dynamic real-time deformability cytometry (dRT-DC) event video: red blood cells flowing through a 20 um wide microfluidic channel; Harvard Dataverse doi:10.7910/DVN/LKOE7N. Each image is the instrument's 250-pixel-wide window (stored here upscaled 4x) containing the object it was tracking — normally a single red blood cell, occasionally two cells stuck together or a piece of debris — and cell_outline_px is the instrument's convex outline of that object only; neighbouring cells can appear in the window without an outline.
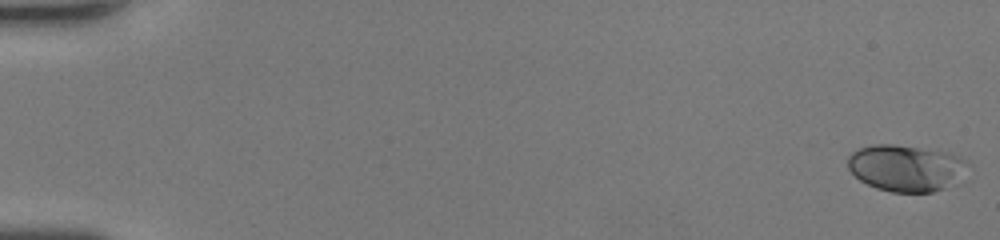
{"species": "human", "species_latin": "Homo sapiens", "temperature_condition": "room temperature", "stored_images_in_passage": 49, "camera_frame_rate_fps": 3000, "um_per_image_px": 0.085, "donor": {"sex": "female"}, "frame": {"image": 1, "passage_image": 1, "time_ms": 0.0, "image_size_px": [1000, 240], "cell_outline_px": [[964, 160], [944, 188], [932, 192], [892, 192], [876, 188], [860, 180], [848, 168], [848, 156], [852, 152], [860, 148], [872, 144], [892, 144], [952, 152]], "centroid_in_image_um": [76.81, 14.25], "position_along_channel_um": 8.2, "area_um2": 31.15}}
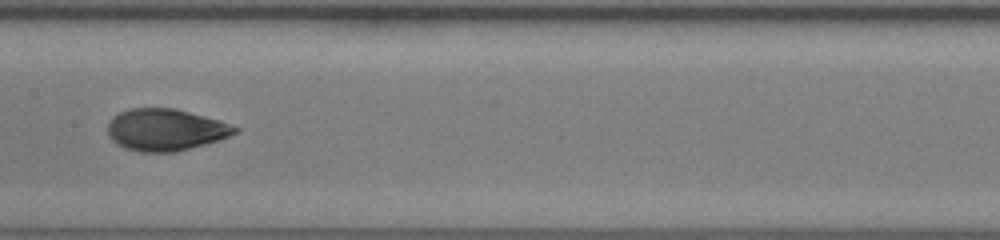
{"frame": {"image": 2, "passage_image": 27, "time_ms": 8.667, "image_size_px": [1000, 240], "cell_outline_px": [[240, 128], [236, 132], [228, 136], [204, 144], [172, 152], [140, 152], [124, 148], [112, 140], [108, 136], [108, 124], [112, 116], [120, 112], [132, 108], [176, 108], [220, 120]], "centroid_in_image_um": [14.04, 11.02], "position_along_channel_um": 193.4, "area_um2": 30.87}}
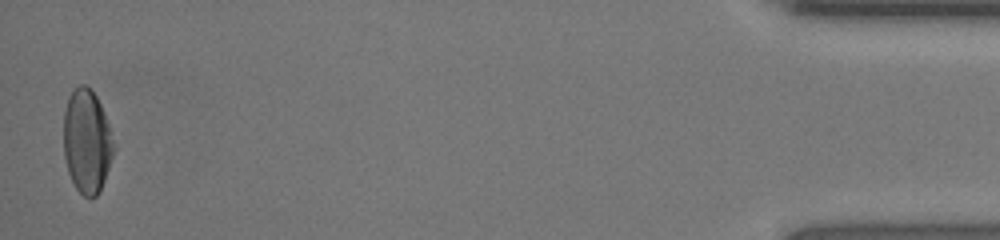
{"frame": {"image": 3, "passage_image": 49, "time_ms": 16.0, "image_size_px": [1000, 240], "cell_outline_px": [[112, 156], [104, 180], [96, 196], [84, 196], [76, 188], [68, 172], [64, 156], [64, 112], [68, 96], [80, 84], [84, 84], [96, 96], [100, 104], [108, 124], [112, 140]], "centroid_in_image_um": [7.35, 12.0], "position_along_channel_um": 427.9, "area_um2": 29.48}, "authors_computed_cell_mechanics": {"area_um2": 30.8652, "velocity_mm_per_s": 4.3374, "shape_relaxation_time_tau1_ms": 4.3072, "shape_relaxation_time_tau2_ms": 0.8001, "deformation_change_tau1": 0.1867, "deformation_change_tau2": 0.0485}}